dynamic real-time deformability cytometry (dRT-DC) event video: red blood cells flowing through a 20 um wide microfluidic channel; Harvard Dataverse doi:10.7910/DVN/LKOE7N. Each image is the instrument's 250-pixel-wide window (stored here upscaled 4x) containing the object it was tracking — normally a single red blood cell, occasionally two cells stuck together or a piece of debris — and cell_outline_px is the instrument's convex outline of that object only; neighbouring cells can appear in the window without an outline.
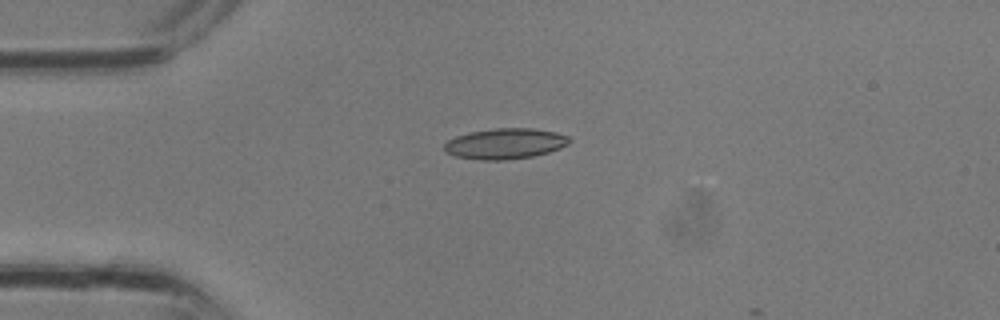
{"species": "common noctule bat (a hibernating species)", "species_latin": "Nyctalus noctula", "temperature_condition": "room temperature", "stored_images_in_passage": 1, "camera_frame_rate_fps": 3000, "um_per_image_px": 0.085, "animal": {"sex": "male", "body_mass_g": 13.3}, "frame": {"image": 1, "passage_image": 1, "time_ms": 0.0, "image_size_px": [1000, 320], "cell_outline_px": [[572, 140], [568, 144], [560, 148], [548, 152], [532, 156], [504, 160], [480, 160], [456, 156], [444, 152], [444, 144], [448, 140], [456, 136], [468, 132], [496, 128], [532, 128], [556, 132], [568, 136]], "centroid_in_image_um": [42.93, 12.2], "position_along_channel_um": 42.1, "area_um2": 22.37}}